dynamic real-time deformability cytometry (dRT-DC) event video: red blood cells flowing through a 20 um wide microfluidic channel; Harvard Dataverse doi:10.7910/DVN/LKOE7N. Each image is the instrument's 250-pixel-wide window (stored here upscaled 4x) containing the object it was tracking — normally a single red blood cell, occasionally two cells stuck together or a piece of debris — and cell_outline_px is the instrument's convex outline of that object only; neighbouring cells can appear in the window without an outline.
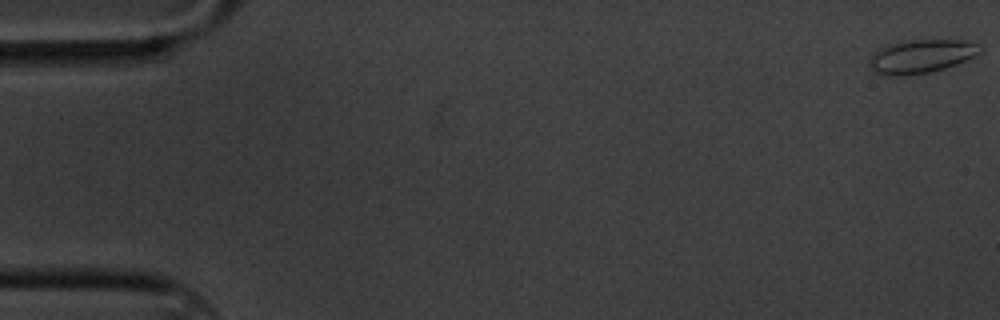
{"species": "common noctule bat (a hibernating species)", "species_latin": "Nyctalus noctula", "temperature_condition": "cold", "stored_images_in_passage": 12, "camera_frame_rate_fps": 3000, "um_per_image_px": 0.085, "animal": {"sex": "male", "body_mass_g": 20.1, "forearm_length_mm": 53.5}, "frame": {"image": 1, "passage_image": 1, "time_ms": 0.0, "image_size_px": [1000, 320], "cell_outline_px": [[980, 52], [956, 64], [944, 68], [928, 72], [900, 76], [896, 76], [872, 72], [868, 68], [868, 60], [872, 52], [888, 44], [908, 40], [964, 40], [980, 44]], "centroid_in_image_um": [78.21, 4.78], "position_along_channel_um": 6.8, "area_um2": 21.62}}